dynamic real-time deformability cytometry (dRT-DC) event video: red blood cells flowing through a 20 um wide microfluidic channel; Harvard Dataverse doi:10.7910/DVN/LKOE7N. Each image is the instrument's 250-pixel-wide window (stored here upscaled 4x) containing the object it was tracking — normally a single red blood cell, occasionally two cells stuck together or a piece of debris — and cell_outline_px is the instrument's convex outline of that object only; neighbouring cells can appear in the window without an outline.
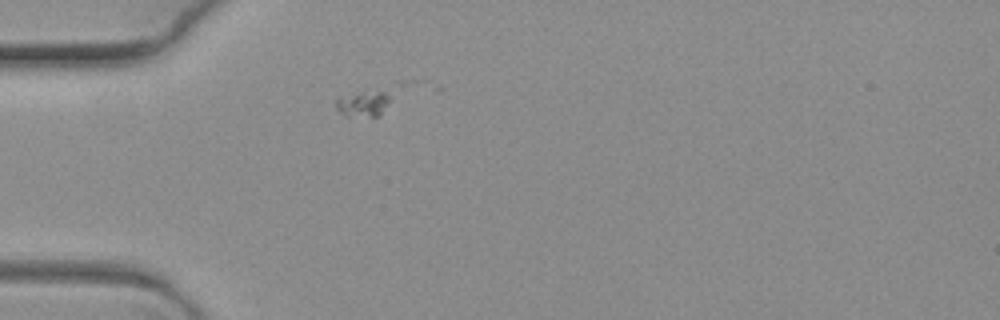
{"species": "common noctule bat (a hibernating species)", "species_latin": "Nyctalus noctula", "temperature_condition": "warm", "stored_images_in_passage": 4, "camera_frame_rate_fps": 3000, "um_per_image_px": 0.085, "animal": {"sex": "female", "body_mass_g": 19.3, "forearm_length_mm": 54.1}, "frame": {"image": 1, "passage_image": 2, "time_ms": 0.333, "image_size_px": [1000, 320], "cell_outline_px": [[400, 84], [380, 116], [344, 116], [336, 108], [336, 100], [392, 80], [400, 80]], "centroid_in_image_um": [31.3, 8.54], "position_along_channel_um": 53.7, "area_um2": 10.06}}